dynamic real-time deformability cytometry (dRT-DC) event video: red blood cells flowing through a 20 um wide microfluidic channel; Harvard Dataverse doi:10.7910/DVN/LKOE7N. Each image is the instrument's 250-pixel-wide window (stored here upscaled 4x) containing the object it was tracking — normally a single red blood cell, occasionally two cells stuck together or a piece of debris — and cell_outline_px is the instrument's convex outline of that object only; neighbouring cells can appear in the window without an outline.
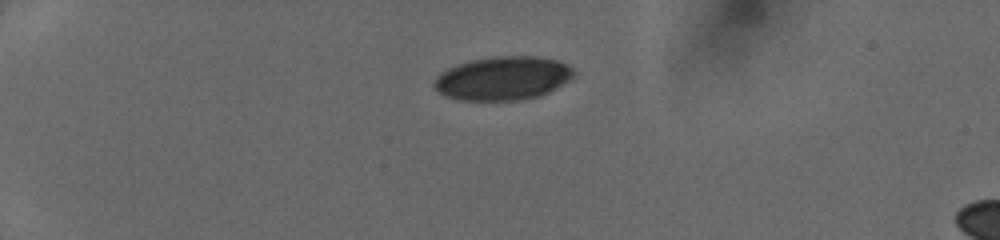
{"species": "human", "species_latin": "Homo sapiens", "temperature_condition": "cold", "stored_images_in_passage": 10, "camera_frame_rate_fps": 3000, "um_per_image_px": 0.085, "donor": {"sex": "female"}, "frame": {"image": 1, "passage_image": 1, "time_ms": 0.0, "image_size_px": [1000, 240], "cell_outline_px": [[576, 76], [548, 92], [540, 96], [520, 100], [460, 100], [448, 96], [440, 92], [432, 84], [432, 80], [440, 72], [456, 64], [472, 60], [492, 56], [536, 56], [556, 60], [572, 68], [576, 72]], "centroid_in_image_um": [42.73, 6.65], "position_along_channel_um": 42.3, "area_um2": 35.55}}